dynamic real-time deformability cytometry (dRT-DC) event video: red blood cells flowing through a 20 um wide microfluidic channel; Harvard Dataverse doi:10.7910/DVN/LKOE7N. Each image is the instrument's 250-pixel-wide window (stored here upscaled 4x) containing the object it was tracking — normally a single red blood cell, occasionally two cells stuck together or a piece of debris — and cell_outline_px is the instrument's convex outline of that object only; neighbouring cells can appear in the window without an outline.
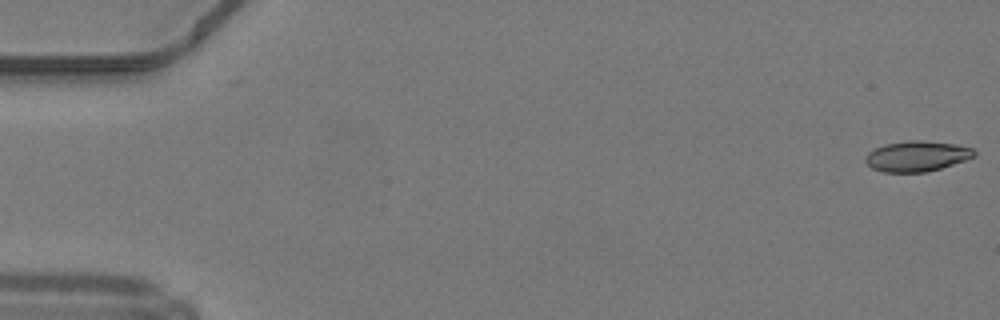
{"species": "common noctule bat (a hibernating species)", "species_latin": "Nyctalus noctula", "temperature_condition": "warm", "stored_images_in_passage": 4, "camera_frame_rate_fps": 3000, "um_per_image_px": 0.085, "animal": {"sex": "male", "body_mass_g": 19.2, "forearm_length_mm": 51.8}, "frame": {"image": 1, "passage_image": 1, "time_ms": 0.0, "image_size_px": [1000, 320], "cell_outline_px": [[976, 156], [940, 168], [924, 172], [884, 172], [872, 168], [864, 160], [864, 156], [868, 152], [884, 144], [908, 140], [920, 140], [956, 144], [972, 148], [976, 152]], "centroid_in_image_um": [77.91, 13.26], "position_along_channel_um": 7.1, "area_um2": 19.25}}